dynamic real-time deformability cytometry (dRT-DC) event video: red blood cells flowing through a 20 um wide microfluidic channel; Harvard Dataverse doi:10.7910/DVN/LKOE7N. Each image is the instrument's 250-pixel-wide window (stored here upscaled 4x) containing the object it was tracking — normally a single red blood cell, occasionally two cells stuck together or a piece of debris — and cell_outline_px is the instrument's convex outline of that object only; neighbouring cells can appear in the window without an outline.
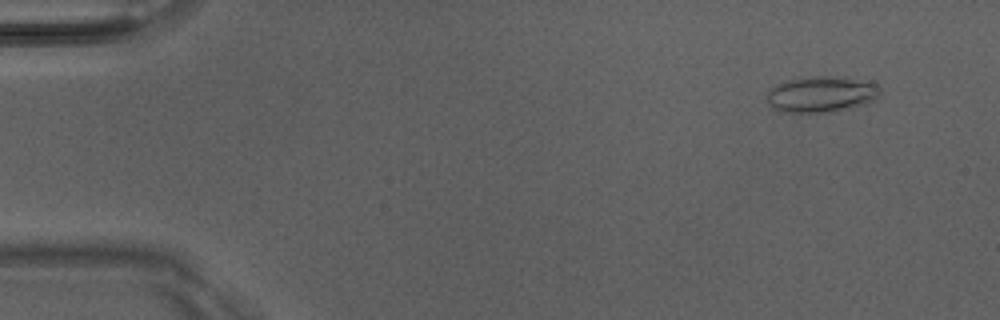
{"species": "Egyptian fruit bat (a non-hibernating species)", "species_latin": "Rousettus aegyptiacus", "temperature_condition": "room temperature", "stored_images_in_passage": 50, "camera_frame_rate_fps": 3000, "um_per_image_px": 0.085, "animal": {"sex": "male"}, "frame": {"image": 1, "passage_image": 4, "time_ms": 1.0, "image_size_px": [1000, 320], "cell_outline_px": [[880, 92], [876, 96], [864, 104], [832, 112], [780, 112], [772, 108], [768, 104], [768, 88], [788, 80], [816, 76], [848, 76], [872, 80], [880, 88]], "centroid_in_image_um": [69.82, 7.99], "position_along_channel_um": 15.2, "area_um2": 23.99}}
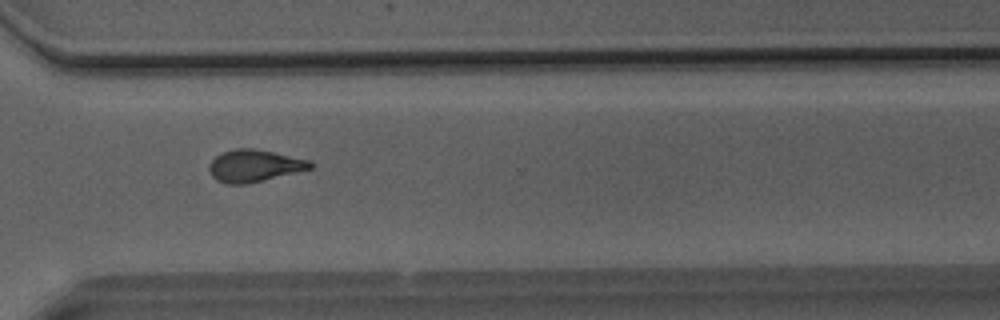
{"frame": {"image": 2, "passage_image": 37, "time_ms": 12.0, "image_size_px": [1000, 320], "cell_outline_px": [[312, 168], [264, 180], [244, 184], [228, 184], [216, 180], [208, 172], [208, 164], [220, 152], [236, 148], [252, 148], [312, 160]], "centroid_in_image_um": [21.57, 14.08], "position_along_channel_um": 349.0, "area_um2": 18.96}}
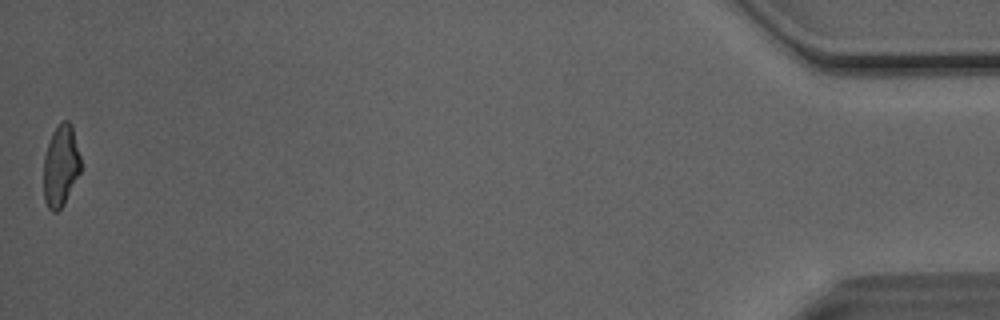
{"frame": {"image": 3, "passage_image": 50, "time_ms": 16.333, "image_size_px": [1000, 320], "cell_outline_px": [[80, 172], [64, 204], [56, 212], [52, 212], [48, 208], [44, 200], [44, 156], [52, 132], [64, 120], [68, 120], [72, 124], [80, 156]], "centroid_in_image_um": [5.16, 14.1], "position_along_channel_um": 430.0, "area_um2": 17.51}, "authors_computed_cell_mechanics": {"area_um2": 18.785, "velocity_mm_per_s": 4.1027, "shape_relaxation_time_tau1_ms": 8.9157, "shape_relaxation_time_tau2_ms": 3.0604, "deformation_change_tau1": 0.2529, "deformation_change_tau2": 0.1146}}